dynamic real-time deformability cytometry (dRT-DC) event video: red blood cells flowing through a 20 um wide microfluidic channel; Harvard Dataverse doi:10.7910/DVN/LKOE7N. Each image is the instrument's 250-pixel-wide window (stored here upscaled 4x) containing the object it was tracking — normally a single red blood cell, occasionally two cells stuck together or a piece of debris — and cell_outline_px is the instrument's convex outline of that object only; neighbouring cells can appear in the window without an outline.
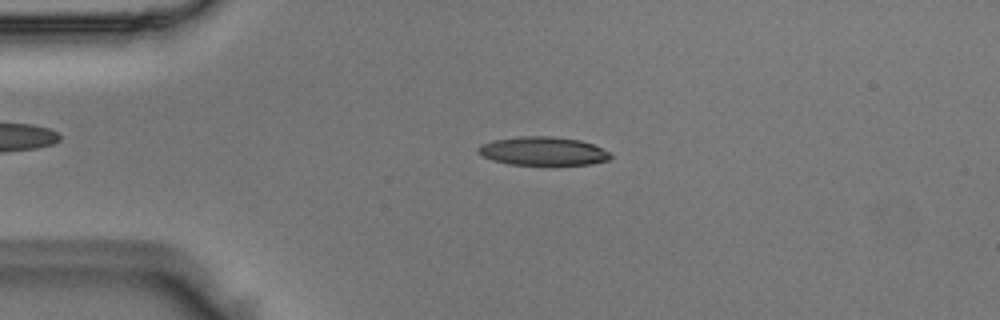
{"species": "Egyptian fruit bat (a non-hibernating species)", "species_latin": "Rousettus aegyptiacus", "temperature_condition": "room temperature", "stored_images_in_passage": 48, "camera_frame_rate_fps": 3000, "um_per_image_px": 0.085, "animal": {"sex": "male"}, "frame": {"image": 1, "passage_image": 10, "time_ms": 3.0, "image_size_px": [1000, 320], "cell_outline_px": [[612, 156], [608, 160], [588, 164], [508, 164], [492, 160], [476, 152], [476, 148], [480, 144], [496, 140], [520, 136], [552, 136], [580, 140], [592, 144], [612, 152]], "centroid_in_image_um": [46.15, 12.83], "position_along_channel_um": 38.9, "area_um2": 21.91}}
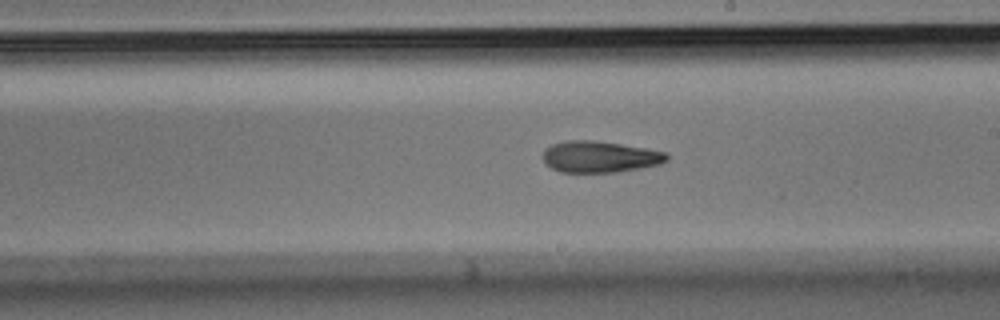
{"frame": {"image": 2, "passage_image": 27, "time_ms": 8.667, "image_size_px": [1000, 320], "cell_outline_px": [[668, 160], [660, 164], [620, 172], [560, 172], [544, 164], [544, 148], [552, 144], [568, 140], [592, 140], [620, 144], [668, 152]], "centroid_in_image_um": [50.98, 13.33], "position_along_channel_um": 238.0, "area_um2": 22.72}}
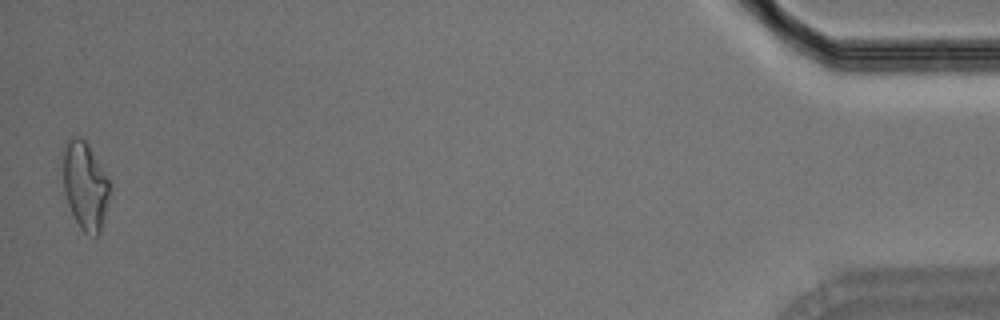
{"frame": {"image": 3, "passage_image": 48, "time_ms": 15.667, "image_size_px": [1000, 320], "cell_outline_px": [[112, 188], [100, 232], [96, 236], [84, 232], [80, 228], [68, 204], [64, 192], [64, 148], [68, 136], [80, 136], [88, 144], [108, 176]], "centroid_in_image_um": [7.27, 15.75], "position_along_channel_um": 427.9, "area_um2": 23.99}}